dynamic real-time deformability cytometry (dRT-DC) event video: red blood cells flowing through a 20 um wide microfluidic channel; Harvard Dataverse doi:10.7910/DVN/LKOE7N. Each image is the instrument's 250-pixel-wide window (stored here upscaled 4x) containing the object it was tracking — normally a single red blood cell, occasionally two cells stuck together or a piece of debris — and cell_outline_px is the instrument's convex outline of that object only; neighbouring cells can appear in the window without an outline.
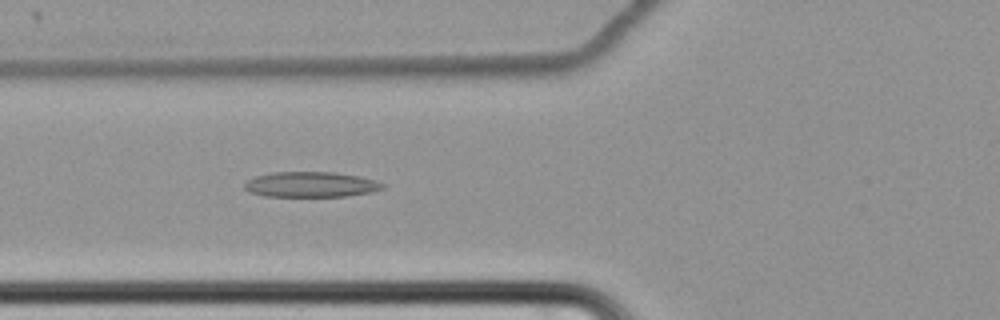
{"species": "common noctule bat (a hibernating species)", "species_latin": "Nyctalus noctula", "temperature_condition": "cold", "stored_images_in_passage": 56, "camera_frame_rate_fps": 3000, "um_per_image_px": 0.085, "animal": {"sex": "female", "body_mass_g": 22.7, "forearm_length_mm": 54.2}, "frame": {"image": 1, "passage_image": 19, "time_ms": 6.0, "image_size_px": [1000, 320], "cell_outline_px": [[384, 188], [372, 192], [348, 196], [264, 196], [248, 192], [244, 188], [244, 184], [248, 180], [256, 176], [272, 172], [336, 172], [360, 176], [376, 180], [384, 184]], "centroid_in_image_um": [26.44, 15.68], "position_along_channel_um": 99.4, "area_um2": 20.52}}
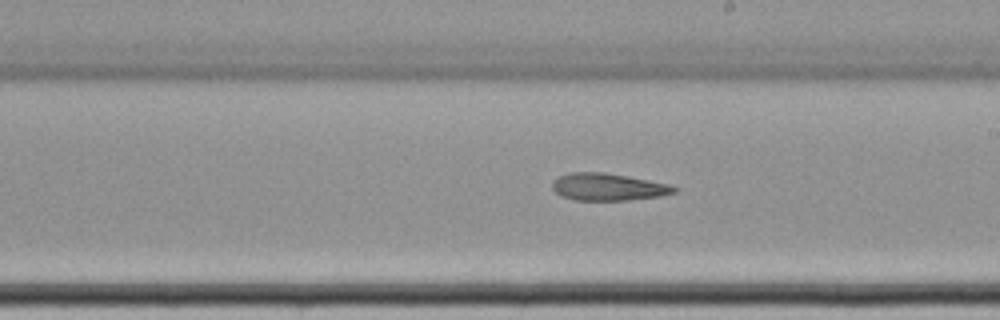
{"frame": {"image": 2, "passage_image": 31, "time_ms": 10.0, "image_size_px": [1000, 320], "cell_outline_px": [[680, 188], [676, 192], [660, 196], [628, 200], [576, 200], [560, 196], [552, 188], [552, 180], [568, 172], [604, 172], [628, 176], [668, 184]], "centroid_in_image_um": [51.67, 15.88], "position_along_channel_um": 237.3, "area_um2": 19.42}}
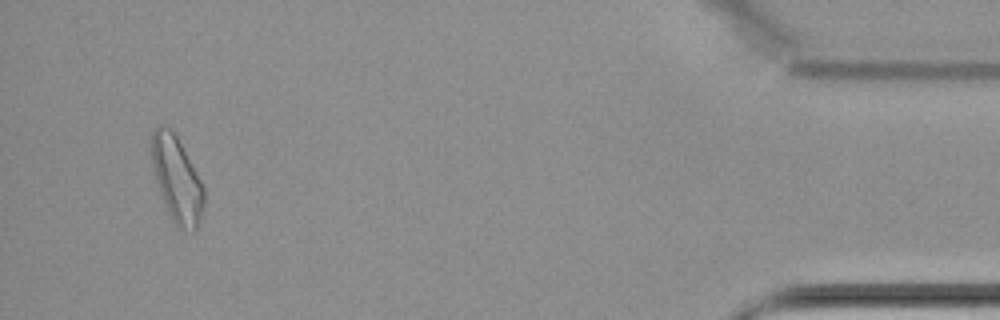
{"frame": {"image": 3, "passage_image": 53, "time_ms": 17.333, "image_size_px": [1000, 320], "cell_outline_px": [[204, 204], [200, 220], [196, 228], [192, 232], [176, 228], [168, 212], [156, 184], [152, 172], [152, 132], [160, 124], [164, 124], [176, 136], [200, 180], [204, 188]], "centroid_in_image_um": [15.01, 15.3], "position_along_channel_um": 420.2, "area_um2": 25.89}, "authors_computed_cell_mechanics": {"area_um2": 21.3282, "velocity_mm_per_s": 3.4441, "shape_relaxation_time_tau1_ms": null, "shape_relaxation_time_tau2_ms": 10.5393, "deformation_change_tau1": null, "deformation_change_tau2": 0.2179}}